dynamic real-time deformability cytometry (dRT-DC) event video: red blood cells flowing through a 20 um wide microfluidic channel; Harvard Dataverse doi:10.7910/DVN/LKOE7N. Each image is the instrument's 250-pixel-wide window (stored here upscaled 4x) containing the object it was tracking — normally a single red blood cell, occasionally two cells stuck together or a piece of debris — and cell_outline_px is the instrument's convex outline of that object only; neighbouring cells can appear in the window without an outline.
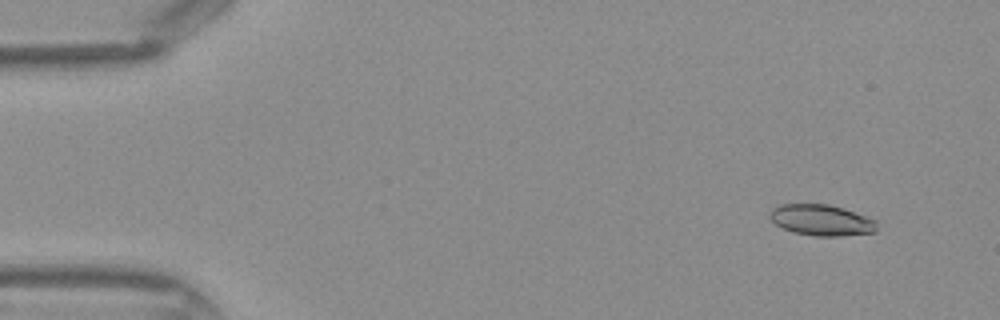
{"species": "Egyptian fruit bat (a non-hibernating species)", "species_latin": "Rousettus aegyptiacus", "temperature_condition": "warm", "stored_images_in_passage": 44, "camera_frame_rate_fps": 3000, "um_per_image_px": 0.085, "frame": {"image": 1, "passage_image": 4, "time_ms": 1.0, "image_size_px": [1000, 320], "cell_outline_px": [[876, 232], [840, 236], [816, 236], [792, 232], [776, 224], [768, 216], [768, 212], [772, 208], [780, 204], [828, 204], [844, 208], [876, 220]], "centroid_in_image_um": [69.8, 18.7], "position_along_channel_um": 15.2, "area_um2": 19.42}}
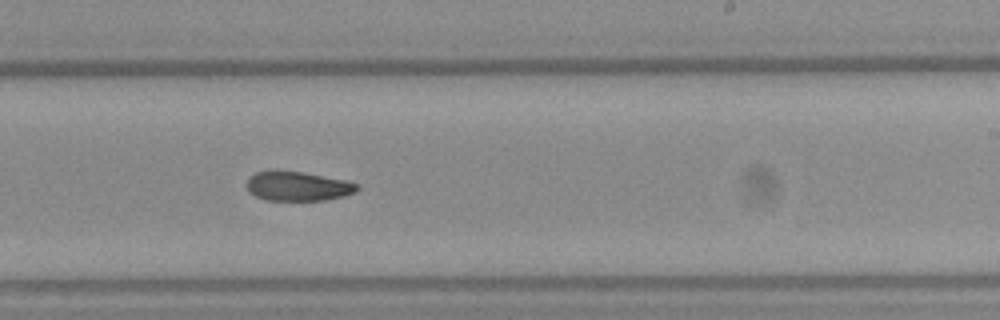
{"frame": {"image": 2, "passage_image": 27, "time_ms": 8.667, "image_size_px": [1000, 320], "cell_outline_px": [[360, 188], [356, 192], [344, 196], [324, 200], [264, 200], [248, 192], [244, 184], [248, 176], [256, 172], [268, 168], [276, 168], [300, 172], [344, 180], [356, 184]], "centroid_in_image_um": [25.19, 15.8], "position_along_channel_um": 263.8, "area_um2": 19.42}}
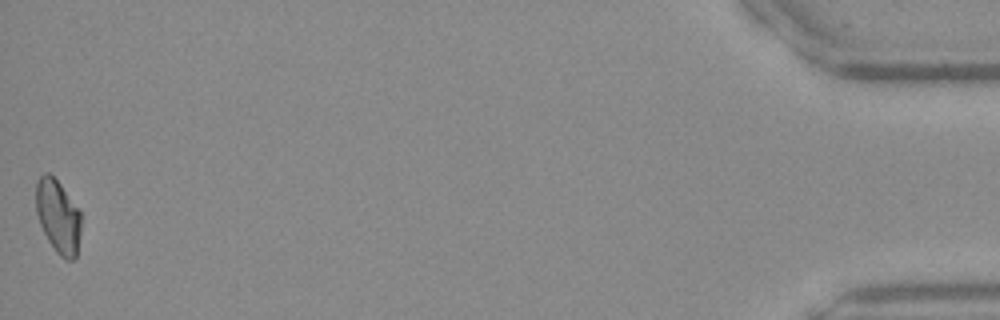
{"frame": {"image": 3, "passage_image": 44, "time_ms": 14.333, "image_size_px": [1000, 320], "cell_outline_px": [[80, 232], [76, 256], [72, 260], [64, 260], [56, 252], [48, 240], [40, 224], [36, 212], [36, 180], [44, 172], [48, 172], [60, 184], [80, 212]], "centroid_in_image_um": [4.91, 18.4], "position_along_channel_um": 430.3, "area_um2": 19.07}}